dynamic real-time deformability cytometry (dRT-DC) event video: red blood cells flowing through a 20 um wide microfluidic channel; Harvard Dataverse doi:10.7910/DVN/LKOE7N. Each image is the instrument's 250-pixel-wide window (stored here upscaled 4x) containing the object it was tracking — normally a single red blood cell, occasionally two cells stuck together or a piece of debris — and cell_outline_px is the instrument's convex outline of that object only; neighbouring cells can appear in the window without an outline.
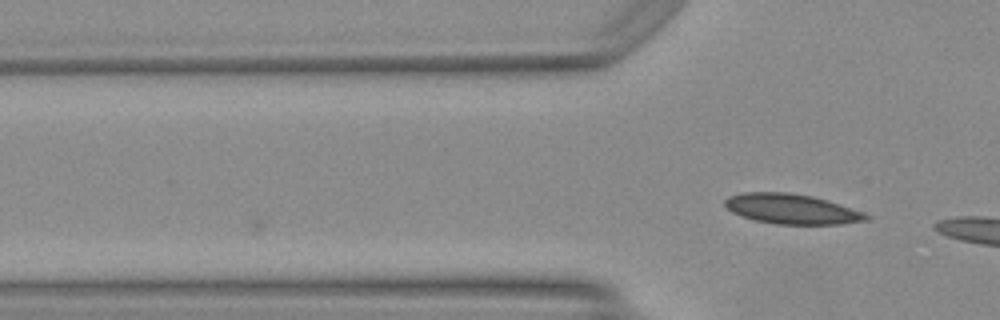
{"species": "Egyptian fruit bat (a non-hibernating species)", "species_latin": "Rousettus aegyptiacus", "temperature_condition": "warm", "stored_images_in_passage": 7, "camera_frame_rate_fps": 3000, "um_per_image_px": 0.085, "animal": {"sex": "female"}, "frame": {"image": 1, "passage_image": 7, "time_ms": 2.0, "image_size_px": [1000, 320], "cell_outline_px": [[872, 216], [868, 220], [844, 224], [776, 224], [756, 220], [732, 212], [724, 204], [724, 200], [728, 196], [744, 192], [788, 192], [812, 196], [864, 212]], "centroid_in_image_um": [67.31, 17.76], "position_along_channel_um": 58.5, "area_um2": 24.57}}